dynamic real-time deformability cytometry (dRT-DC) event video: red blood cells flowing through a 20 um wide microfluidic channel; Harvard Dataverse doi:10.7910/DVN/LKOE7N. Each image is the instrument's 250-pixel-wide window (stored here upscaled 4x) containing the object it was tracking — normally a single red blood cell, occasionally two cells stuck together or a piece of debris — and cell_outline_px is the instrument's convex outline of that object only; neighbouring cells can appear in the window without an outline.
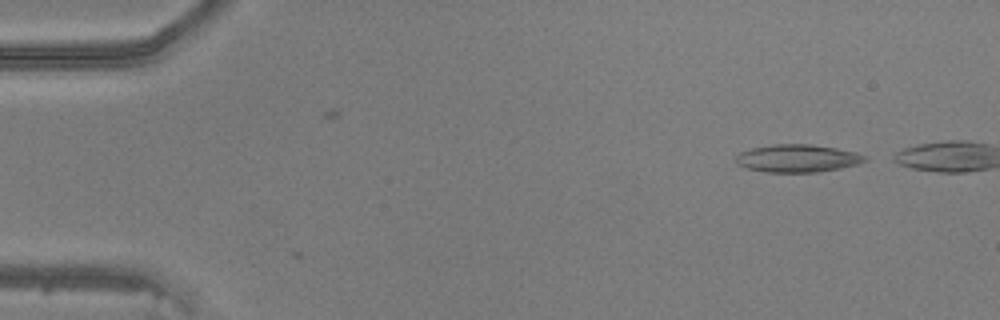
{"species": "common noctule bat (a hibernating species)", "species_latin": "Nyctalus noctula", "temperature_condition": "warm", "stored_images_in_passage": 2, "camera_frame_rate_fps": 3000, "um_per_image_px": 0.085, "animal": {"sex": "male", "body_mass_g": 20.5, "forearm_length_mm": 52.5}, "frame": {"image": 1, "passage_image": 2, "time_ms": 0.333, "image_size_px": [1000, 320], "cell_outline_px": [[868, 160], [856, 164], [840, 168], [816, 172], [764, 172], [748, 168], [736, 164], [736, 156], [740, 152], [752, 148], [772, 144], [812, 144], [836, 148], [856, 152], [864, 156]], "centroid_in_image_um": [67.76, 13.45], "position_along_channel_um": 17.2, "area_um2": 20.75}}